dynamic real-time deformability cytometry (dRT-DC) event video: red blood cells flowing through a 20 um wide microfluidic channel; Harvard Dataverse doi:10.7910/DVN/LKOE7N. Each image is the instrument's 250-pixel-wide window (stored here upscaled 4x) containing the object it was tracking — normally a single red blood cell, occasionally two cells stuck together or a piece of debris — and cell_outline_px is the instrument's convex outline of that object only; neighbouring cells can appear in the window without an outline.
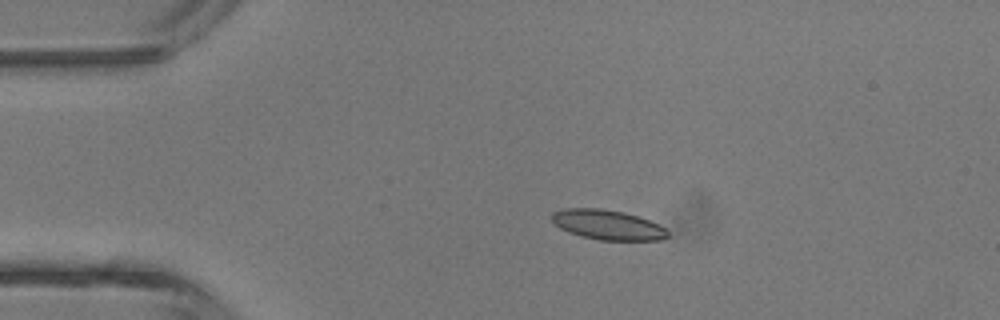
{"species": "common noctule bat (a hibernating species)", "species_latin": "Nyctalus noctula", "temperature_condition": "room temperature", "stored_images_in_passage": 3, "camera_frame_rate_fps": 3000, "um_per_image_px": 0.085, "animal": {"sex": "male", "body_mass_g": 13.3}, "frame": {"image": 1, "passage_image": 2, "time_ms": 1.333, "image_size_px": [1000, 320], "cell_outline_px": [[668, 236], [664, 240], [600, 240], [568, 232], [560, 228], [552, 220], [552, 212], [564, 208], [600, 208], [624, 212], [648, 220], [664, 228], [668, 232]], "centroid_in_image_um": [51.63, 19.1], "position_along_channel_um": 33.4, "area_um2": 19.94}}